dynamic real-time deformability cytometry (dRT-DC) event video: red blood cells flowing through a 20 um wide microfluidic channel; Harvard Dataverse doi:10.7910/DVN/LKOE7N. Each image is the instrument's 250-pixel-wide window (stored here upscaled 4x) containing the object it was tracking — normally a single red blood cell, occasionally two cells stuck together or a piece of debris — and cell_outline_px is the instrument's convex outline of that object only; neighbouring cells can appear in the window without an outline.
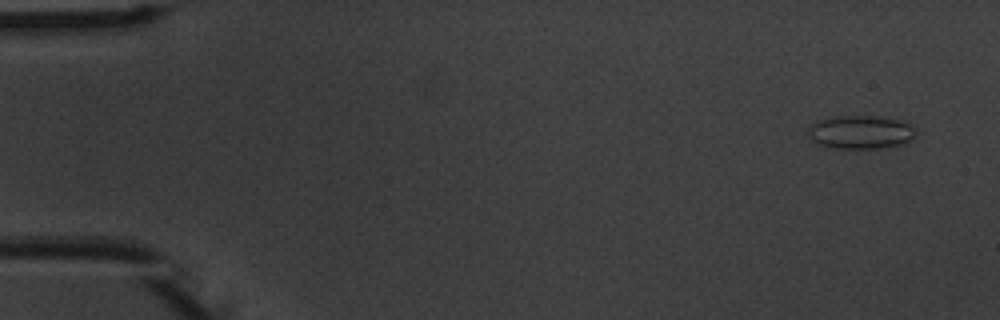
{"species": "common noctule bat (a hibernating species)", "species_latin": "Nyctalus noctula", "temperature_condition": "warm", "stored_images_in_passage": 4, "camera_frame_rate_fps": 3000, "um_per_image_px": 0.085, "animal": {"sex": "male", "body_mass_g": 20.1, "forearm_length_mm": 53.5}, "frame": {"image": 1, "passage_image": 1, "time_ms": 0.0, "image_size_px": [1000, 320], "cell_outline_px": [[916, 132], [912, 140], [900, 144], [884, 148], [824, 148], [816, 144], [808, 136], [808, 128], [816, 120], [836, 116], [872, 116], [904, 120], [916, 128]], "centroid_in_image_um": [73.13, 11.24], "position_along_channel_um": 11.9, "area_um2": 21.39}}
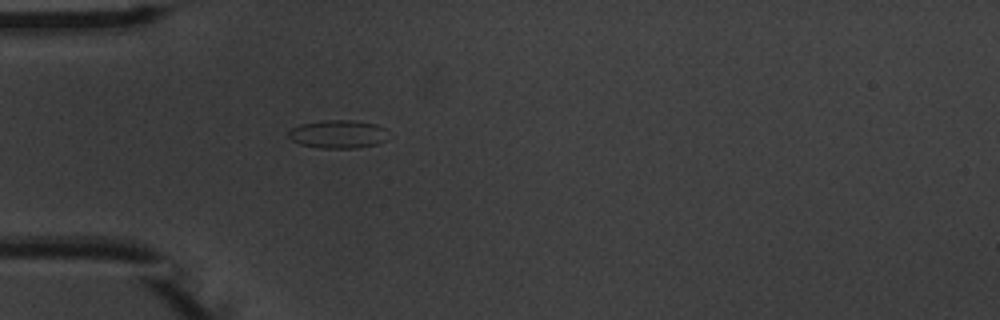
{"frame": {"image": 2, "passage_image": 4, "time_ms": 4.333, "image_size_px": [1000, 320], "cell_outline_px": [[388, 140], [376, 144], [356, 148], [320, 148], [300, 144], [292, 140], [288, 136], [288, 132], [292, 128], [300, 124], [324, 120], [352, 120], [376, 124], [384, 128]], "centroid_in_image_um": [28.73, 11.4], "position_along_channel_um": 56.3, "area_um2": 16.42}}